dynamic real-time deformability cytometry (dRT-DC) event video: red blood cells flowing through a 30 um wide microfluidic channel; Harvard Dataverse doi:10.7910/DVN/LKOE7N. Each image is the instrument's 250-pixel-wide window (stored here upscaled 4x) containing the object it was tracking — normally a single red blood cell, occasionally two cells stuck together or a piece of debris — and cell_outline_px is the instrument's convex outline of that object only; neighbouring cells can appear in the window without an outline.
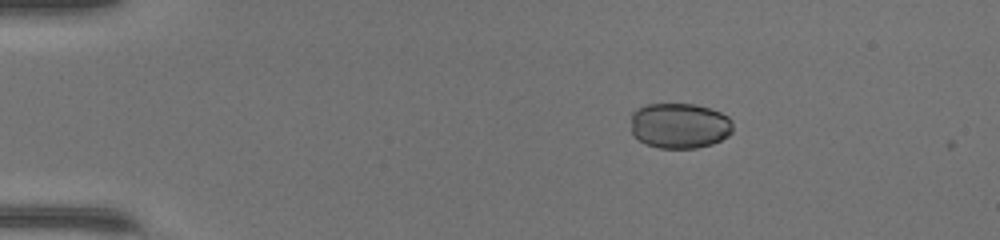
{"species": "common noctule bat (a hibernating species)", "species_latin": "Nyctalus noctula", "temperature_condition": "warm", "stored_images_in_passage": 2, "camera_frame_rate_fps": 3000, "um_per_image_px": 0.085, "animal": {"sex": "female", "body_mass_g": 17.0, "forearm_length_mm": 48.0}, "frame": {"image": 1, "passage_image": 1, "time_ms": 0.0, "image_size_px": [1000, 240], "cell_outline_px": [[732, 132], [728, 136], [712, 144], [696, 148], [660, 148], [644, 144], [632, 136], [632, 112], [636, 108], [648, 104], [696, 104], [720, 112], [728, 116], [732, 120]], "centroid_in_image_um": [57.75, 10.68], "position_along_channel_um": 27.3, "area_um2": 27.28}}